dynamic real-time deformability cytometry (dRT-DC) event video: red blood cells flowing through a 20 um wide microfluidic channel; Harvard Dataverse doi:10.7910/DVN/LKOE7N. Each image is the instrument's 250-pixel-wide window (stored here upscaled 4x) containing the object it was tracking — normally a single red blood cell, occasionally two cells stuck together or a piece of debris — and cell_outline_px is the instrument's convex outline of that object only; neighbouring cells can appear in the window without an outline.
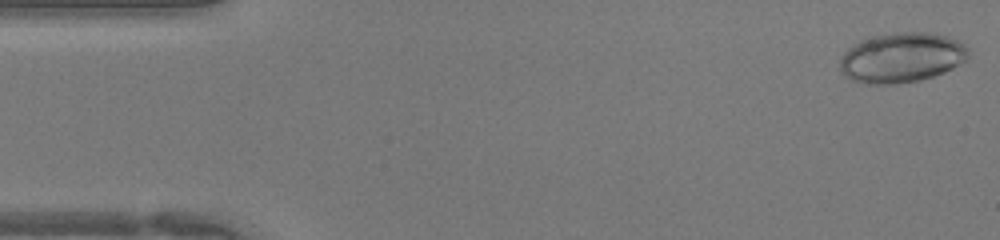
{"species": "human", "species_latin": "Homo sapiens", "temperature_condition": "warm", "stored_images_in_passage": 44, "camera_frame_rate_fps": 3000, "um_per_image_px": 0.085, "donor": {"sex": "female"}, "frame": {"image": 1, "passage_image": 1, "time_ms": 0.0, "image_size_px": [1000, 240], "cell_outline_px": [[968, 56], [960, 64], [944, 72], [920, 80], [896, 84], [864, 84], [852, 80], [844, 76], [840, 72], [840, 60], [844, 52], [852, 44], [860, 40], [872, 36], [896, 32], [932, 32], [948, 36], [964, 44], [968, 48]], "centroid_in_image_um": [76.61, 4.89], "position_along_channel_um": 8.4, "area_um2": 37.69}}
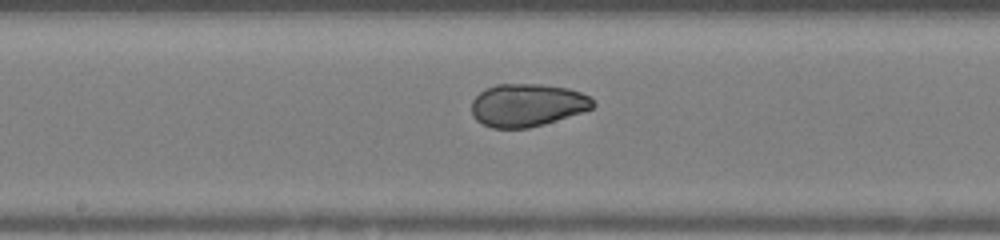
{"frame": {"image": 2, "passage_image": 22, "time_ms": 7.0, "image_size_px": [1000, 240], "cell_outline_px": [[596, 104], [592, 108], [544, 124], [528, 128], [492, 128], [476, 120], [472, 116], [472, 100], [480, 92], [496, 84], [540, 84], [568, 88], [580, 92], [588, 96]], "centroid_in_image_um": [44.79, 8.93], "position_along_channel_um": 203.4, "area_um2": 30.06}}
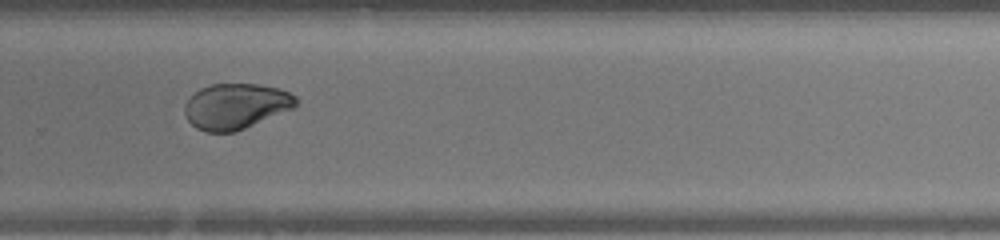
{"frame": {"image": 3, "passage_image": 29, "time_ms": 9.333, "image_size_px": [1000, 240], "cell_outline_px": [[296, 104], [292, 108], [236, 132], [204, 132], [196, 128], [188, 120], [184, 112], [184, 104], [200, 88], [212, 84], [256, 84], [280, 88], [296, 96]], "centroid_in_image_um": [20.02, 9.03], "position_along_channel_um": 309.8, "area_um2": 29.36}}